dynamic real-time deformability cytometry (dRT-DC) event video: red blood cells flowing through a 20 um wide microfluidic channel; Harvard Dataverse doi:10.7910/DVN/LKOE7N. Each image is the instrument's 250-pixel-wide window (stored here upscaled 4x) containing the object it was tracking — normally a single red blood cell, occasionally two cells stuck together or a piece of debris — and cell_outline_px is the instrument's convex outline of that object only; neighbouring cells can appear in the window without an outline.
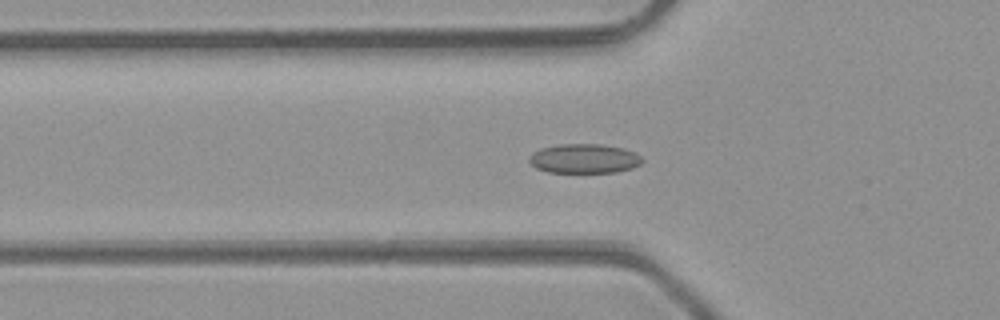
{"species": "common noctule bat (a hibernating species)", "species_latin": "Nyctalus noctula", "temperature_condition": "room temperature", "stored_images_in_passage": 49, "camera_frame_rate_fps": 3000, "um_per_image_px": 0.085, "animal": {"sex": "male", "body_mass_g": 23.1, "forearm_length_mm": 52.7}, "frame": {"image": 1, "passage_image": 17, "time_ms": 5.333, "image_size_px": [1000, 320], "cell_outline_px": [[644, 160], [640, 164], [632, 168], [616, 172], [548, 172], [536, 168], [528, 160], [532, 152], [540, 148], [560, 144], [600, 144], [624, 148], [640, 156]], "centroid_in_image_um": [49.64, 13.48], "position_along_channel_um": 76.2, "area_um2": 19.31}}
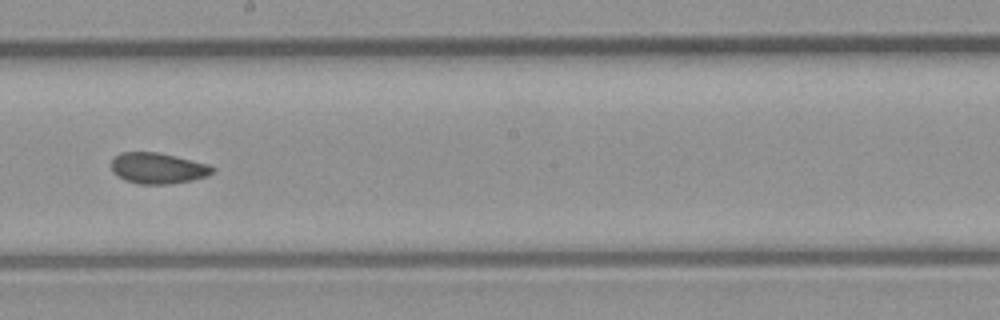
{"frame": {"image": 2, "passage_image": 28, "time_ms": 9.0, "image_size_px": [1000, 320], "cell_outline_px": [[216, 168], [208, 176], [192, 180], [172, 184], [136, 184], [124, 180], [116, 176], [112, 172], [112, 160], [120, 152], [156, 152], [208, 164]], "centroid_in_image_um": [13.4, 14.31], "position_along_channel_um": 234.8, "area_um2": 18.26}}
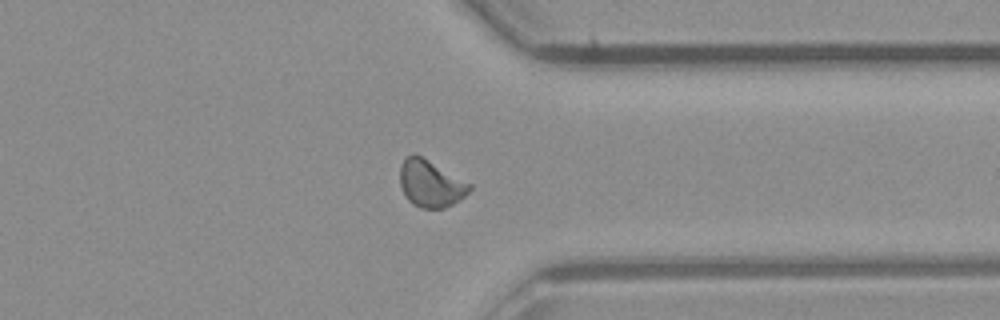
{"frame": {"image": 3, "passage_image": 38, "time_ms": 12.333, "image_size_px": [1000, 320], "cell_outline_px": [[472, 188], [464, 196], [452, 204], [444, 208], [420, 208], [412, 204], [404, 196], [400, 184], [400, 164], [412, 152], [416, 152], [472, 184]], "centroid_in_image_um": [36.58, 15.58], "position_along_channel_um": 374.8, "area_um2": 19.31}, "authors_computed_cell_mechanics": {"area_um2": 18.496, "velocity_mm_per_s": 4.3009, "shape_relaxation_time_tau1_ms": null, "shape_relaxation_time_tau2_ms": 2.723, "deformation_change_tau1": null, "deformation_change_tau2": 0.0664}}